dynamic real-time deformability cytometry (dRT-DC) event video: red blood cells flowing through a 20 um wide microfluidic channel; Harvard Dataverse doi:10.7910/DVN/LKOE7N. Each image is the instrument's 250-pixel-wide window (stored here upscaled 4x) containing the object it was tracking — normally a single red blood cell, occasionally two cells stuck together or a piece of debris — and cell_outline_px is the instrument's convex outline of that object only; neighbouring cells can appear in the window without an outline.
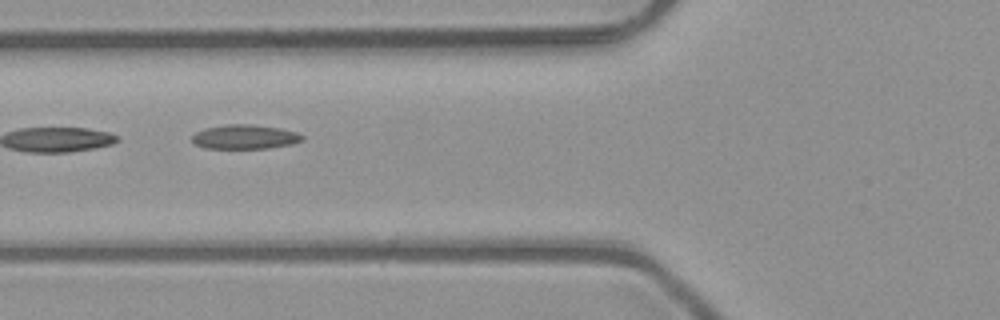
{"species": "common noctule bat (a hibernating species)", "species_latin": "Nyctalus noctula", "temperature_condition": "room temperature", "stored_images_in_passage": 5, "camera_frame_rate_fps": 3000, "um_per_image_px": 0.085, "animal": {"sex": "male", "body_mass_g": 23.1, "forearm_length_mm": 52.7}, "frame": {"image": 1, "passage_image": 4, "time_ms": 1.0, "image_size_px": [1000, 320], "cell_outline_px": [[304, 140], [292, 144], [268, 148], [204, 148], [196, 144], [192, 140], [192, 136], [196, 132], [204, 128], [228, 124], [252, 124], [280, 128], [296, 132], [304, 136]], "centroid_in_image_um": [20.83, 11.63], "position_along_channel_um": 105.0, "area_um2": 15.61}}
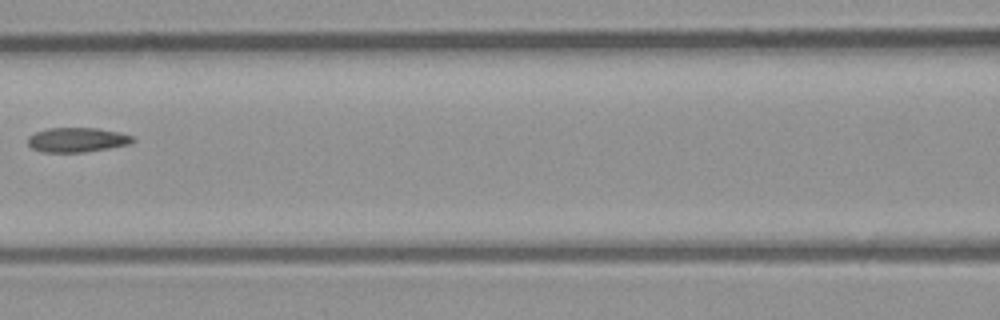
{"frame": {"image": 2, "passage_image": 5, "time_ms": 1.333, "image_size_px": [1000, 320], "cell_outline_px": [[136, 140], [128, 144], [108, 148], [84, 152], [40, 152], [32, 148], [28, 144], [28, 136], [36, 132], [48, 128], [96, 128], [120, 132], [132, 136]], "centroid_in_image_um": [6.53, 11.88], "position_along_channel_um": 160.1, "area_um2": 14.97}}